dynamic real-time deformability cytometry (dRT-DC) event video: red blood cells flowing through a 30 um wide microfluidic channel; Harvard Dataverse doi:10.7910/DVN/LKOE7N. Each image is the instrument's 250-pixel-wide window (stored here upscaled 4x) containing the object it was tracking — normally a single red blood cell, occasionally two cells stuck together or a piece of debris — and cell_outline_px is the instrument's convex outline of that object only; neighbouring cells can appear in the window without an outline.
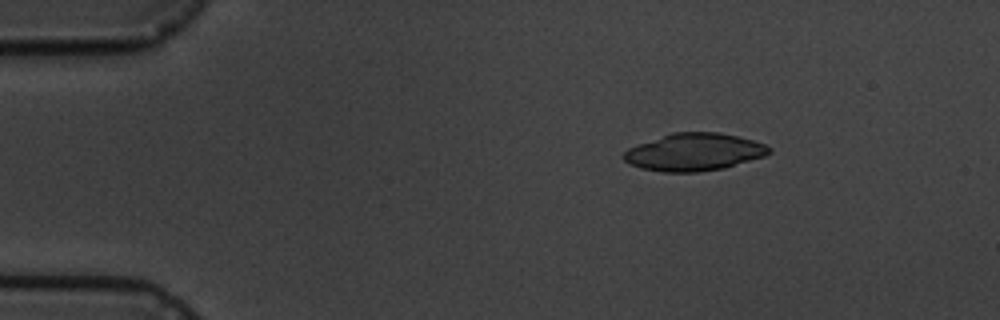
{"species": "common noctule bat (a hibernating species)", "species_latin": "Nyctalus noctula", "temperature_condition": "cold", "stored_images_in_passage": 11, "camera_frame_rate_fps": 3000, "um_per_image_px": 0.085, "animal": {"sex": "male", "body_mass_g": 19.5, "forearm_length_mm": 54.6}, "frame": {"image": 1, "passage_image": 2, "time_ms": 2.333, "image_size_px": [1000, 320], "cell_outline_px": [[772, 152], [764, 156], [724, 168], [696, 172], [664, 172], [640, 168], [628, 164], [620, 156], [628, 148], [636, 144], [672, 132], [716, 132], [736, 136], [752, 140], [764, 144], [772, 148]], "centroid_in_image_um": [58.95, 12.93], "position_along_channel_um": 26.1, "area_um2": 31.85}}